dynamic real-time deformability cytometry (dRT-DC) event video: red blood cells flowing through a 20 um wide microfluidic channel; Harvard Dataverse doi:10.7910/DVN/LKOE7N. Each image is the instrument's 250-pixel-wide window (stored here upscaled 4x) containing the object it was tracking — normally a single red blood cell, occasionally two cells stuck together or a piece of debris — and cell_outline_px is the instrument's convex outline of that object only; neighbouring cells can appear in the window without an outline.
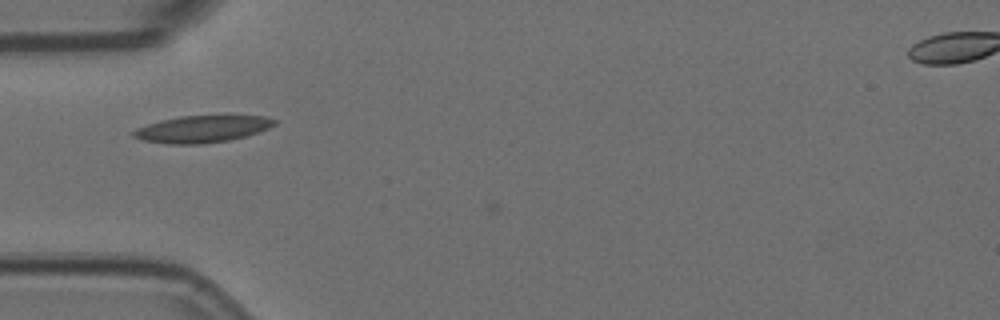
{"species": "Egyptian fruit bat (a non-hibernating species)", "species_latin": "Rousettus aegyptiacus", "temperature_condition": "room temperature", "stored_images_in_passage": 2, "camera_frame_rate_fps": 3000, "um_per_image_px": 0.085, "animal": {"sex": "female"}, "frame": {"image": 1, "passage_image": 1, "time_ms": 0.0, "image_size_px": [1000, 320], "cell_outline_px": [[276, 124], [268, 128], [248, 136], [228, 140], [204, 144], [168, 144], [140, 140], [132, 136], [132, 132], [136, 128], [160, 120], [180, 116], [264, 116], [276, 120]], "centroid_in_image_um": [17.15, 10.98], "position_along_channel_um": 67.8, "area_um2": 22.14}}